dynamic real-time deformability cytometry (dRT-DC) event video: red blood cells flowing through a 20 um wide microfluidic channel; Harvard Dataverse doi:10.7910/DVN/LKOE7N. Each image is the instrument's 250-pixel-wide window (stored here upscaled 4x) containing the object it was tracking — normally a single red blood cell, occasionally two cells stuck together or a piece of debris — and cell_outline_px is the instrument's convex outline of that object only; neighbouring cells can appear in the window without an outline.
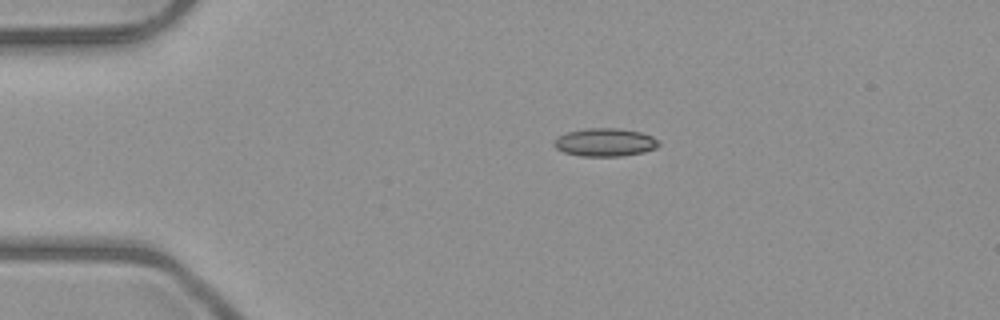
{"species": "common noctule bat (a hibernating species)", "species_latin": "Nyctalus noctula", "temperature_condition": "room temperature", "stored_images_in_passage": 2, "camera_frame_rate_fps": 3000, "um_per_image_px": 0.085, "animal": {"sex": "male", "body_mass_g": 23.1, "forearm_length_mm": 52.7}, "frame": {"image": 1, "passage_image": 1, "time_ms": 0.0, "image_size_px": [1000, 320], "cell_outline_px": [[660, 144], [656, 148], [644, 152], [620, 156], [580, 156], [564, 152], [556, 148], [552, 144], [556, 136], [568, 132], [584, 128], [620, 128], [640, 132], [652, 136]], "centroid_in_image_um": [51.39, 12.09], "position_along_channel_um": 33.6, "area_um2": 17.22}}